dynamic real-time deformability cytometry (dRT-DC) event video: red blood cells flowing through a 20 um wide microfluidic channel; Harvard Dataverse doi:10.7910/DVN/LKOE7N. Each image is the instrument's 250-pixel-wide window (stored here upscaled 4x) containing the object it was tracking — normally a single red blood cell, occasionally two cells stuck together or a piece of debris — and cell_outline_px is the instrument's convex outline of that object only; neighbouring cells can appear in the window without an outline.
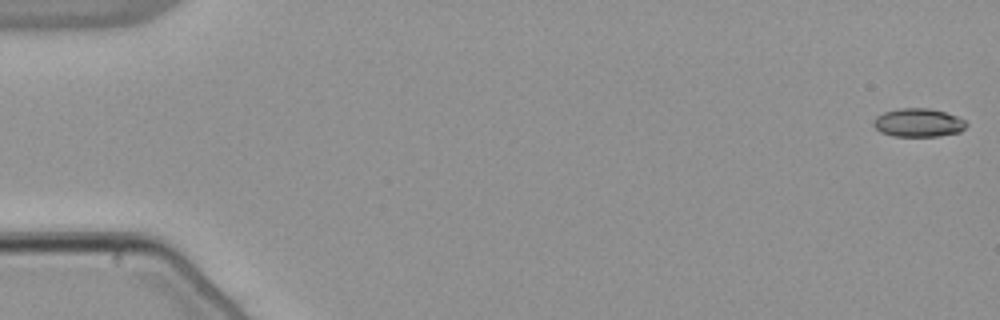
{"species": "common noctule bat (a hibernating species)", "species_latin": "Nyctalus noctula", "temperature_condition": "warm", "stored_images_in_passage": 54, "camera_frame_rate_fps": 3000, "um_per_image_px": 0.085, "animal": {"sex": "male", "body_mass_g": 21.5, "forearm_length_mm": 52.0}, "frame": {"image": 1, "passage_image": 1, "time_ms": 0.0, "image_size_px": [1000, 320], "cell_outline_px": [[968, 124], [960, 132], [940, 136], [892, 136], [880, 132], [872, 124], [872, 120], [876, 116], [884, 112], [900, 108], [928, 108], [944, 112], [956, 116], [964, 120]], "centroid_in_image_um": [78.03, 10.43], "position_along_channel_um": 7.0, "area_um2": 15.43}}
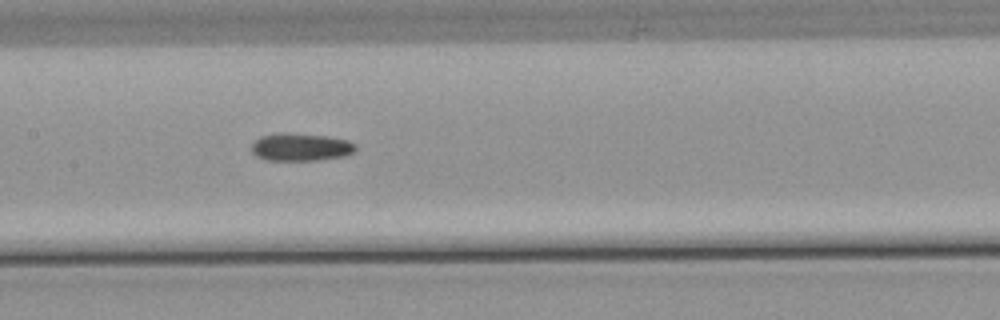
{"frame": {"image": 2, "passage_image": 27, "time_ms": 8.667, "image_size_px": [1000, 320], "cell_outline_px": [[356, 148], [352, 152], [344, 156], [320, 160], [268, 160], [256, 156], [252, 152], [252, 144], [260, 136], [276, 132], [288, 132], [328, 136], [348, 140], [356, 144]], "centroid_in_image_um": [25.55, 12.48], "position_along_channel_um": 181.8, "area_um2": 16.99}}
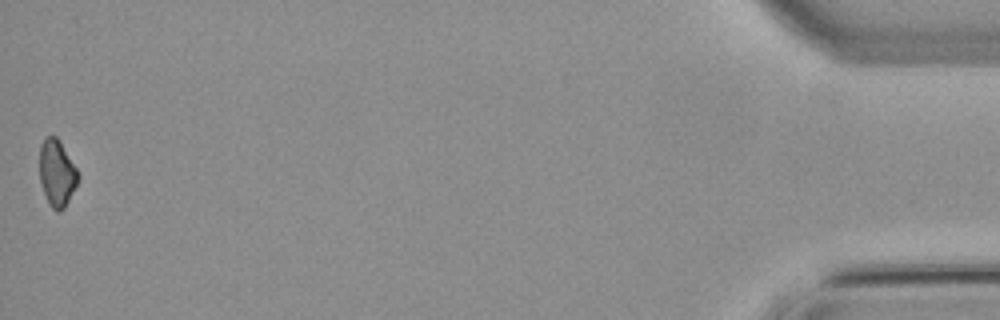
{"frame": {"image": 3, "passage_image": 54, "time_ms": 17.667, "image_size_px": [1000, 320], "cell_outline_px": [[80, 176], [64, 208], [56, 212], [52, 208], [44, 192], [40, 180], [40, 144], [44, 136], [56, 136], [60, 140], [76, 168]], "centroid_in_image_um": [4.83, 14.66], "position_along_channel_um": 430.4, "area_um2": 14.74}, "authors_computed_cell_mechanics": {"area_um2": 16.0973, "velocity_mm_per_s": 3.844, "shape_relaxation_time_tau1_ms": 7.9223, "shape_relaxation_time_tau2_ms": null, "deformation_change_tau1": 0.136, "deformation_change_tau2": null}}